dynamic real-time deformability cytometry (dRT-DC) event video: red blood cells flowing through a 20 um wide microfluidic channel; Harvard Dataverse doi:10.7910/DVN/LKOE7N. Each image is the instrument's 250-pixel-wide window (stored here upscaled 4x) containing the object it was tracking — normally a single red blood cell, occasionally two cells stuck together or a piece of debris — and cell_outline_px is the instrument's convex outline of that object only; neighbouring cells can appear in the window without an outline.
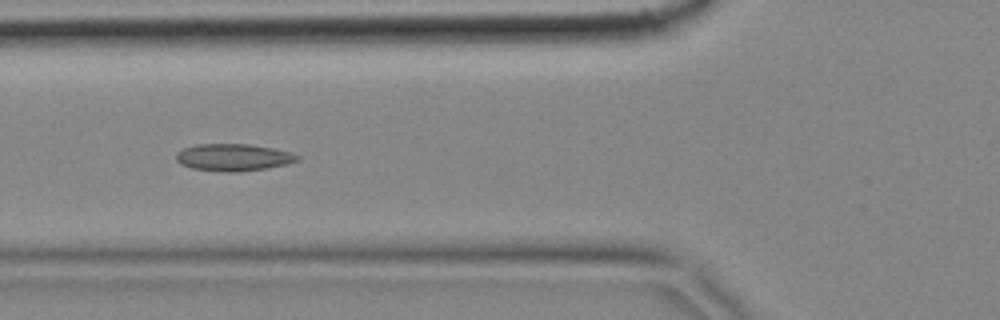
{"species": "common noctule bat (a hibernating species)", "species_latin": "Nyctalus noctula", "temperature_condition": "cold", "stored_images_in_passage": 41, "camera_frame_rate_fps": 3000, "um_per_image_px": 0.085, "animal": {"sex": "female", "body_mass_g": 18.4}, "frame": {"image": 1, "passage_image": 12, "time_ms": 3.667, "image_size_px": [1000, 320], "cell_outline_px": [[300, 160], [288, 164], [268, 168], [240, 172], [220, 172], [192, 168], [180, 164], [176, 160], [176, 152], [184, 148], [196, 144], [248, 144], [272, 148], [288, 152], [300, 156]], "centroid_in_image_um": [19.82, 13.39], "position_along_channel_um": 106.0, "area_um2": 19.31}, "authors_computed_cell_mechanics": {"area_um2": 18.207, "velocity_mm_per_s": 3.4661, "shape_relaxation_time_tau1_ms": 9.5941, "shape_relaxation_time_tau2_ms": 3.6236, "deformation_change_tau1": 0.1637, "deformation_change_tau2": 0.1096}}